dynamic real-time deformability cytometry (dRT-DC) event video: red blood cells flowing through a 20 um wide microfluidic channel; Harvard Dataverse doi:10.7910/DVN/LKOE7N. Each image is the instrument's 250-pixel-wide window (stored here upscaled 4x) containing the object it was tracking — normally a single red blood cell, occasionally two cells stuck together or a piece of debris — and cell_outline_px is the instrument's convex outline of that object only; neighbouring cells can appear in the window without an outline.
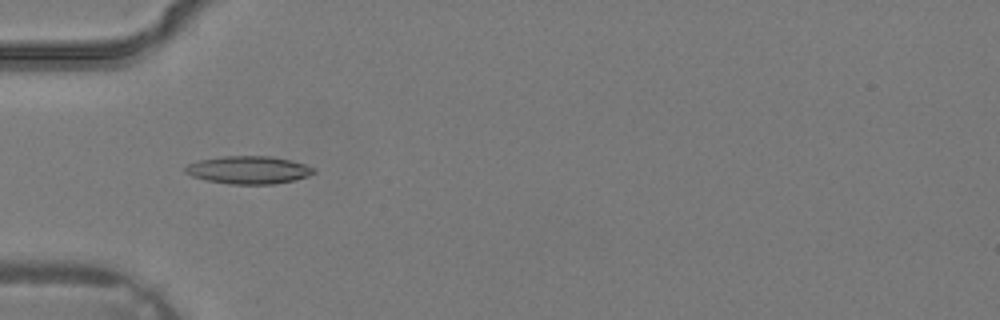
{"species": "common noctule bat (a hibernating species)", "species_latin": "Nyctalus noctula", "temperature_condition": "warm", "stored_images_in_passage": 27, "camera_frame_rate_fps": 3000, "um_per_image_px": 0.085, "animal": {"sex": "male", "body_mass_g": 19.2, "forearm_length_mm": 51.8}, "frame": {"image": 1, "passage_image": 3, "time_ms": 0.667, "image_size_px": [1000, 320], "cell_outline_px": [[316, 172], [308, 176], [292, 180], [272, 184], [232, 184], [208, 180], [192, 176], [184, 172], [184, 168], [188, 164], [200, 160], [224, 156], [268, 156], [292, 160], [316, 168]], "centroid_in_image_um": [21.15, 14.44], "position_along_channel_um": 63.9, "area_um2": 20.63}}
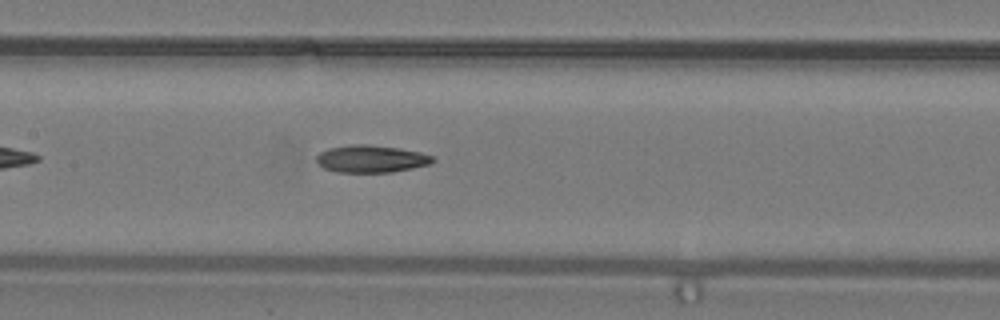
{"frame": {"image": 2, "passage_image": 9, "time_ms": 2.667, "image_size_px": [1000, 320], "cell_outline_px": [[436, 160], [428, 164], [412, 168], [392, 172], [336, 172], [324, 168], [316, 164], [316, 156], [320, 152], [328, 148], [352, 144], [368, 144], [400, 148], [420, 152], [432, 156]], "centroid_in_image_um": [31.51, 13.5], "position_along_channel_um": 175.9, "area_um2": 18.61}}
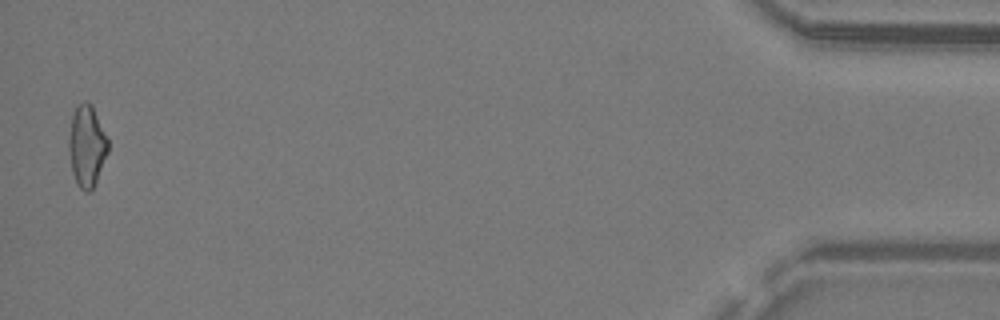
{"frame": {"image": 3, "passage_image": 27, "time_ms": 8.667, "image_size_px": [1000, 320], "cell_outline_px": [[108, 152], [96, 184], [88, 192], [84, 192], [76, 184], [72, 172], [68, 148], [68, 140], [72, 116], [76, 104], [84, 100], [88, 100], [92, 104], [108, 140]], "centroid_in_image_um": [7.37, 12.4], "position_along_channel_um": 427.8, "area_um2": 18.9}}